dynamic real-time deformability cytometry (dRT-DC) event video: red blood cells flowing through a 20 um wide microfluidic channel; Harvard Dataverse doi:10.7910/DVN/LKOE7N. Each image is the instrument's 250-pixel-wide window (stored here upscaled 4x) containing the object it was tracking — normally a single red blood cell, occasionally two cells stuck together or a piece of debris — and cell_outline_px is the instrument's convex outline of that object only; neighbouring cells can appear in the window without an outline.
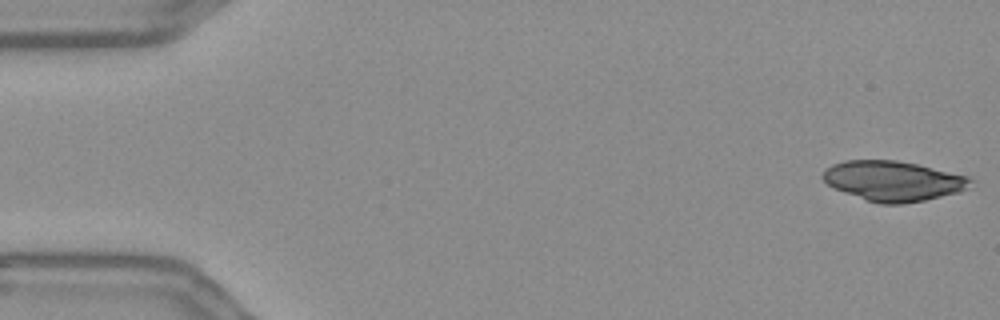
{"species": "Egyptian fruit bat (a non-hibernating species)", "species_latin": "Rousettus aegyptiacus", "temperature_condition": "warm", "stored_images_in_passage": 54, "camera_frame_rate_fps": 3000, "um_per_image_px": 0.085, "frame": {"image": 1, "passage_image": 1, "time_ms": 0.0, "image_size_px": [1000, 320], "cell_outline_px": [[976, 180], [968, 188], [960, 192], [924, 200], [900, 204], [880, 204], [832, 188], [820, 176], [832, 164], [844, 160], [896, 160], [916, 164], [968, 176]], "centroid_in_image_um": [75.94, 15.38], "position_along_channel_um": 9.1, "area_um2": 34.39}}